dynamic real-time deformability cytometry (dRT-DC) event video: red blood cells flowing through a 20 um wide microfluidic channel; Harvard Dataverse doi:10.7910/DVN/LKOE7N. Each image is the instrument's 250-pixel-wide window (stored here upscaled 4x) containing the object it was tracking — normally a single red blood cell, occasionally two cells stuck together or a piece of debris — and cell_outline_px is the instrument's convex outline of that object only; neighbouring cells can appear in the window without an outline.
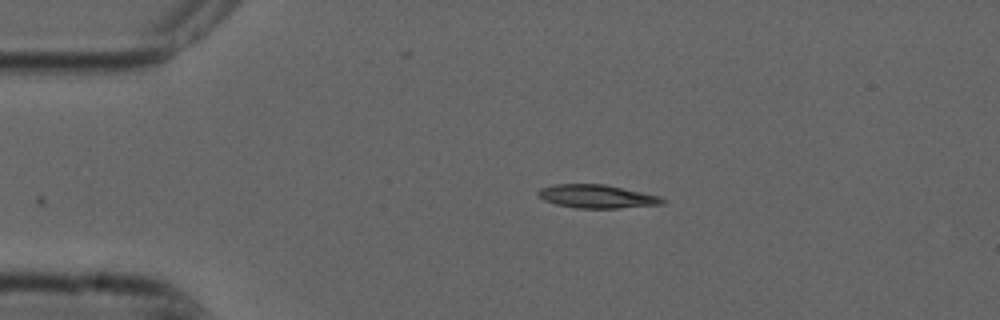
{"species": "common noctule bat (a hibernating species)", "species_latin": "Nyctalus noctula", "temperature_condition": "cold", "stored_images_in_passage": 37, "camera_frame_rate_fps": 3000, "um_per_image_px": 0.085, "animal": {"sex": "male", "forearm_length_mm": 52.5}, "frame": {"image": 1, "passage_image": 1, "time_ms": 0.0, "image_size_px": [1000, 320], "cell_outline_px": [[668, 200], [664, 204], [620, 208], [576, 208], [556, 204], [544, 200], [536, 192], [540, 188], [556, 184], [604, 184], [660, 196]], "centroid_in_image_um": [50.76, 16.7], "position_along_channel_um": 34.2, "area_um2": 16.94}}
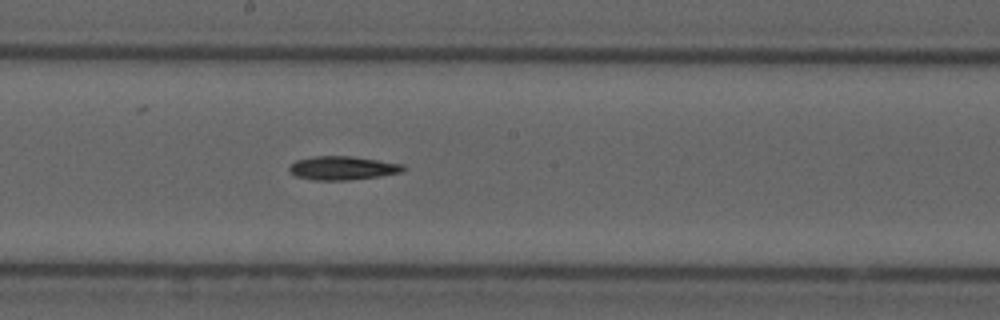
{"frame": {"image": 2, "passage_image": 19, "time_ms": 6.0, "image_size_px": [1000, 320], "cell_outline_px": [[408, 168], [400, 172], [380, 176], [348, 180], [312, 180], [296, 176], [288, 168], [296, 160], [312, 156], [352, 156], [404, 164]], "centroid_in_image_um": [29.14, 14.28], "position_along_channel_um": 219.1, "area_um2": 15.72}}
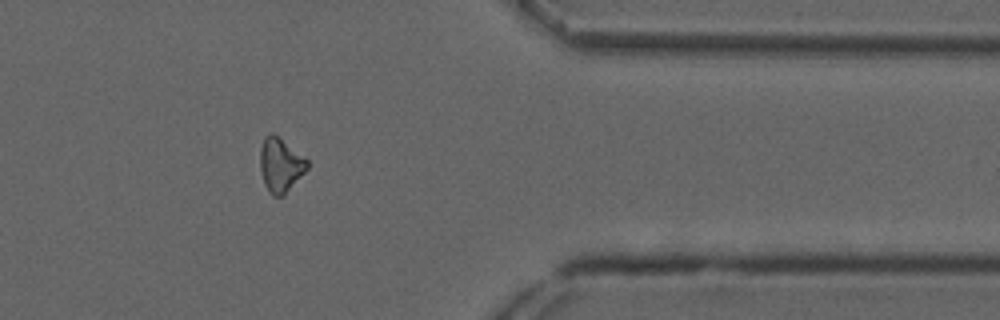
{"frame": {"image": 3, "passage_image": 34, "time_ms": 11.0, "image_size_px": [1000, 320], "cell_outline_px": [[308, 168], [284, 196], [272, 196], [268, 192], [264, 184], [260, 172], [260, 148], [264, 136], [268, 132], [272, 132], [308, 160]], "centroid_in_image_um": [23.81, 14.04], "position_along_channel_um": 387.6, "area_um2": 14.97}, "authors_computed_cell_mechanics": {"area_um2": 15.4326, "velocity_mm_per_s": 3.7385, "shape_relaxation_time_tau1_ms": 5.4085, "shape_relaxation_time_tau2_ms": null, "deformation_change_tau1": 0.1295, "deformation_change_tau2": null}}